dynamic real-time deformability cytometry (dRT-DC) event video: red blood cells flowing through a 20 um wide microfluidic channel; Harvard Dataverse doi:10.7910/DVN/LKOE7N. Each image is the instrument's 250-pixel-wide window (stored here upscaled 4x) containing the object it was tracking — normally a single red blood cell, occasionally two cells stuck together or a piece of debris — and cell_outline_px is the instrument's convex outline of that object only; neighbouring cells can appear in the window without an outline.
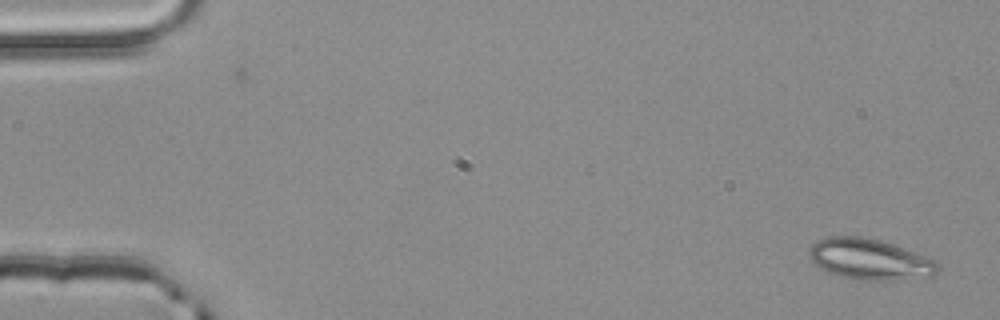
{"species": "common noctule bat (a hibernating species)", "species_latin": "Nyctalus noctula", "temperature_condition": "room temperature", "stored_images_in_passage": 4, "camera_frame_rate_fps": 3000, "um_per_image_px": 0.085, "animal": {"sex": "male", "body_mass_g": 20.4}, "frame": {"image": 1, "passage_image": 1, "time_ms": 0.0, "image_size_px": [1000, 320], "cell_outline_px": [[940, 272], [932, 276], [904, 280], [848, 280], [828, 272], [820, 268], [812, 260], [808, 252], [808, 248], [812, 244], [828, 236], [860, 236], [880, 240], [916, 252], [936, 260], [940, 264]], "centroid_in_image_um": [73.97, 22.06], "position_along_channel_um": 11.0, "area_um2": 31.15}}